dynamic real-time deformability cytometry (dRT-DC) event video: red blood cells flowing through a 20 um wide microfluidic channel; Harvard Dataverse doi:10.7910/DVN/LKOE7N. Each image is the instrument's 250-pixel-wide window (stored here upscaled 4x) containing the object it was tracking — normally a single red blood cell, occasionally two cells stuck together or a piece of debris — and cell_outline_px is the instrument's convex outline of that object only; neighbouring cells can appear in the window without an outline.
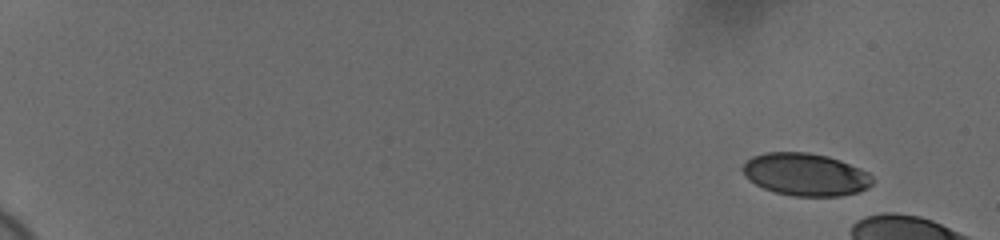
{"species": "human", "species_latin": "Homo sapiens", "temperature_condition": "cold", "stored_images_in_passage": 13, "camera_frame_rate_fps": 3000, "um_per_image_px": 0.085, "donor": {"sex": "female"}, "frame": {"image": 1, "passage_image": 1, "time_ms": 0.0, "image_size_px": [1000, 240], "cell_outline_px": [[872, 184], [868, 188], [860, 192], [840, 196], [792, 196], [776, 192], [764, 188], [748, 180], [744, 176], [740, 168], [752, 156], [764, 152], [808, 152], [828, 156], [840, 160], [860, 168], [868, 172], [872, 176]], "centroid_in_image_um": [68.46, 14.83], "position_along_channel_um": 16.5, "area_um2": 32.43}}